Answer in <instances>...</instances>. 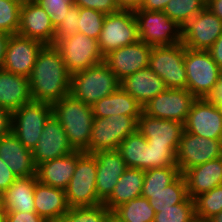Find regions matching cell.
<instances>
[{
	"instance_id": "1",
	"label": "cell",
	"mask_w": 222,
	"mask_h": 222,
	"mask_svg": "<svg viewBox=\"0 0 222 222\" xmlns=\"http://www.w3.org/2000/svg\"><path fill=\"white\" fill-rule=\"evenodd\" d=\"M28 80L33 101L52 105L70 94L71 75L55 46L42 47Z\"/></svg>"
},
{
	"instance_id": "2",
	"label": "cell",
	"mask_w": 222,
	"mask_h": 222,
	"mask_svg": "<svg viewBox=\"0 0 222 222\" xmlns=\"http://www.w3.org/2000/svg\"><path fill=\"white\" fill-rule=\"evenodd\" d=\"M52 114L63 126L72 148L84 152L89 146L94 119L91 105L68 94L52 104Z\"/></svg>"
},
{
	"instance_id": "3",
	"label": "cell",
	"mask_w": 222,
	"mask_h": 222,
	"mask_svg": "<svg viewBox=\"0 0 222 222\" xmlns=\"http://www.w3.org/2000/svg\"><path fill=\"white\" fill-rule=\"evenodd\" d=\"M119 88L120 80L104 62L71 75L70 94L91 106Z\"/></svg>"
},
{
	"instance_id": "4",
	"label": "cell",
	"mask_w": 222,
	"mask_h": 222,
	"mask_svg": "<svg viewBox=\"0 0 222 222\" xmlns=\"http://www.w3.org/2000/svg\"><path fill=\"white\" fill-rule=\"evenodd\" d=\"M184 65L187 75L186 89L196 99L208 98L222 76V70L209 51L185 47Z\"/></svg>"
},
{
	"instance_id": "5",
	"label": "cell",
	"mask_w": 222,
	"mask_h": 222,
	"mask_svg": "<svg viewBox=\"0 0 222 222\" xmlns=\"http://www.w3.org/2000/svg\"><path fill=\"white\" fill-rule=\"evenodd\" d=\"M139 117L112 115L106 118H94L91 138L85 153L114 151L120 143L137 130Z\"/></svg>"
},
{
	"instance_id": "6",
	"label": "cell",
	"mask_w": 222,
	"mask_h": 222,
	"mask_svg": "<svg viewBox=\"0 0 222 222\" xmlns=\"http://www.w3.org/2000/svg\"><path fill=\"white\" fill-rule=\"evenodd\" d=\"M139 40L156 46L182 42V28L163 11L137 10L134 12Z\"/></svg>"
},
{
	"instance_id": "7",
	"label": "cell",
	"mask_w": 222,
	"mask_h": 222,
	"mask_svg": "<svg viewBox=\"0 0 222 222\" xmlns=\"http://www.w3.org/2000/svg\"><path fill=\"white\" fill-rule=\"evenodd\" d=\"M96 175L97 164L95 155L84 152L77 159L74 174L65 190L70 208L103 203L97 196Z\"/></svg>"
},
{
	"instance_id": "8",
	"label": "cell",
	"mask_w": 222,
	"mask_h": 222,
	"mask_svg": "<svg viewBox=\"0 0 222 222\" xmlns=\"http://www.w3.org/2000/svg\"><path fill=\"white\" fill-rule=\"evenodd\" d=\"M51 115V104L32 100L12 112L11 131L27 149L33 151Z\"/></svg>"
},
{
	"instance_id": "9",
	"label": "cell",
	"mask_w": 222,
	"mask_h": 222,
	"mask_svg": "<svg viewBox=\"0 0 222 222\" xmlns=\"http://www.w3.org/2000/svg\"><path fill=\"white\" fill-rule=\"evenodd\" d=\"M184 56L185 46L182 42L152 47L149 67L165 82L167 88L186 89Z\"/></svg>"
},
{
	"instance_id": "10",
	"label": "cell",
	"mask_w": 222,
	"mask_h": 222,
	"mask_svg": "<svg viewBox=\"0 0 222 222\" xmlns=\"http://www.w3.org/2000/svg\"><path fill=\"white\" fill-rule=\"evenodd\" d=\"M70 75L104 62L98 40L77 32L55 45Z\"/></svg>"
},
{
	"instance_id": "11",
	"label": "cell",
	"mask_w": 222,
	"mask_h": 222,
	"mask_svg": "<svg viewBox=\"0 0 222 222\" xmlns=\"http://www.w3.org/2000/svg\"><path fill=\"white\" fill-rule=\"evenodd\" d=\"M137 41L139 35L134 12L119 10L105 15L98 38V46L103 57L115 49Z\"/></svg>"
},
{
	"instance_id": "12",
	"label": "cell",
	"mask_w": 222,
	"mask_h": 222,
	"mask_svg": "<svg viewBox=\"0 0 222 222\" xmlns=\"http://www.w3.org/2000/svg\"><path fill=\"white\" fill-rule=\"evenodd\" d=\"M222 157V140L203 138L183 131L176 152V165L183 174L195 167Z\"/></svg>"
},
{
	"instance_id": "13",
	"label": "cell",
	"mask_w": 222,
	"mask_h": 222,
	"mask_svg": "<svg viewBox=\"0 0 222 222\" xmlns=\"http://www.w3.org/2000/svg\"><path fill=\"white\" fill-rule=\"evenodd\" d=\"M195 100L187 89L167 88L150 100L143 107V112L154 118L185 124Z\"/></svg>"
},
{
	"instance_id": "14",
	"label": "cell",
	"mask_w": 222,
	"mask_h": 222,
	"mask_svg": "<svg viewBox=\"0 0 222 222\" xmlns=\"http://www.w3.org/2000/svg\"><path fill=\"white\" fill-rule=\"evenodd\" d=\"M181 28L185 47L208 51L222 34V20L205 7Z\"/></svg>"
},
{
	"instance_id": "15",
	"label": "cell",
	"mask_w": 222,
	"mask_h": 222,
	"mask_svg": "<svg viewBox=\"0 0 222 222\" xmlns=\"http://www.w3.org/2000/svg\"><path fill=\"white\" fill-rule=\"evenodd\" d=\"M184 130L203 138L222 140V108L207 98L196 99L184 124Z\"/></svg>"
},
{
	"instance_id": "16",
	"label": "cell",
	"mask_w": 222,
	"mask_h": 222,
	"mask_svg": "<svg viewBox=\"0 0 222 222\" xmlns=\"http://www.w3.org/2000/svg\"><path fill=\"white\" fill-rule=\"evenodd\" d=\"M152 46L141 40L120 47L104 56V63L121 81L133 73L149 67Z\"/></svg>"
},
{
	"instance_id": "17",
	"label": "cell",
	"mask_w": 222,
	"mask_h": 222,
	"mask_svg": "<svg viewBox=\"0 0 222 222\" xmlns=\"http://www.w3.org/2000/svg\"><path fill=\"white\" fill-rule=\"evenodd\" d=\"M43 46L44 44L38 40L19 34L10 35L2 69L29 77Z\"/></svg>"
},
{
	"instance_id": "18",
	"label": "cell",
	"mask_w": 222,
	"mask_h": 222,
	"mask_svg": "<svg viewBox=\"0 0 222 222\" xmlns=\"http://www.w3.org/2000/svg\"><path fill=\"white\" fill-rule=\"evenodd\" d=\"M73 151L75 150L70 145L63 126L52 114L44 125L37 146L32 151L35 166Z\"/></svg>"
},
{
	"instance_id": "19",
	"label": "cell",
	"mask_w": 222,
	"mask_h": 222,
	"mask_svg": "<svg viewBox=\"0 0 222 222\" xmlns=\"http://www.w3.org/2000/svg\"><path fill=\"white\" fill-rule=\"evenodd\" d=\"M17 34L38 40L44 45H51L55 36V27L48 13L36 1L27 0L21 5Z\"/></svg>"
},
{
	"instance_id": "20",
	"label": "cell",
	"mask_w": 222,
	"mask_h": 222,
	"mask_svg": "<svg viewBox=\"0 0 222 222\" xmlns=\"http://www.w3.org/2000/svg\"><path fill=\"white\" fill-rule=\"evenodd\" d=\"M94 155L97 164V196L104 202L113 192L115 185L127 167L117 150L100 151Z\"/></svg>"
},
{
	"instance_id": "21",
	"label": "cell",
	"mask_w": 222,
	"mask_h": 222,
	"mask_svg": "<svg viewBox=\"0 0 222 222\" xmlns=\"http://www.w3.org/2000/svg\"><path fill=\"white\" fill-rule=\"evenodd\" d=\"M137 130L145 137L147 144L179 146L184 124L151 117L144 112L138 118Z\"/></svg>"
},
{
	"instance_id": "22",
	"label": "cell",
	"mask_w": 222,
	"mask_h": 222,
	"mask_svg": "<svg viewBox=\"0 0 222 222\" xmlns=\"http://www.w3.org/2000/svg\"><path fill=\"white\" fill-rule=\"evenodd\" d=\"M83 151L75 150L68 155L41 163L36 167V176L42 184L66 190L72 178L77 159Z\"/></svg>"
},
{
	"instance_id": "23",
	"label": "cell",
	"mask_w": 222,
	"mask_h": 222,
	"mask_svg": "<svg viewBox=\"0 0 222 222\" xmlns=\"http://www.w3.org/2000/svg\"><path fill=\"white\" fill-rule=\"evenodd\" d=\"M0 158L18 178L36 175L32 151L12 131L0 138Z\"/></svg>"
},
{
	"instance_id": "24",
	"label": "cell",
	"mask_w": 222,
	"mask_h": 222,
	"mask_svg": "<svg viewBox=\"0 0 222 222\" xmlns=\"http://www.w3.org/2000/svg\"><path fill=\"white\" fill-rule=\"evenodd\" d=\"M120 87L142 107L167 89L165 82L150 67L125 77L120 81Z\"/></svg>"
},
{
	"instance_id": "25",
	"label": "cell",
	"mask_w": 222,
	"mask_h": 222,
	"mask_svg": "<svg viewBox=\"0 0 222 222\" xmlns=\"http://www.w3.org/2000/svg\"><path fill=\"white\" fill-rule=\"evenodd\" d=\"M183 175L188 197L194 200L197 196L222 185V157L191 167Z\"/></svg>"
},
{
	"instance_id": "26",
	"label": "cell",
	"mask_w": 222,
	"mask_h": 222,
	"mask_svg": "<svg viewBox=\"0 0 222 222\" xmlns=\"http://www.w3.org/2000/svg\"><path fill=\"white\" fill-rule=\"evenodd\" d=\"M36 175L20 177L0 195L1 212H35L34 190Z\"/></svg>"
},
{
	"instance_id": "27",
	"label": "cell",
	"mask_w": 222,
	"mask_h": 222,
	"mask_svg": "<svg viewBox=\"0 0 222 222\" xmlns=\"http://www.w3.org/2000/svg\"><path fill=\"white\" fill-rule=\"evenodd\" d=\"M35 212L47 222H59L69 210L65 190L36 182Z\"/></svg>"
},
{
	"instance_id": "28",
	"label": "cell",
	"mask_w": 222,
	"mask_h": 222,
	"mask_svg": "<svg viewBox=\"0 0 222 222\" xmlns=\"http://www.w3.org/2000/svg\"><path fill=\"white\" fill-rule=\"evenodd\" d=\"M31 101L28 77L0 69V107L12 113Z\"/></svg>"
},
{
	"instance_id": "29",
	"label": "cell",
	"mask_w": 222,
	"mask_h": 222,
	"mask_svg": "<svg viewBox=\"0 0 222 222\" xmlns=\"http://www.w3.org/2000/svg\"><path fill=\"white\" fill-rule=\"evenodd\" d=\"M91 107L94 118H106L112 115L140 117L143 112V107L121 87Z\"/></svg>"
},
{
	"instance_id": "30",
	"label": "cell",
	"mask_w": 222,
	"mask_h": 222,
	"mask_svg": "<svg viewBox=\"0 0 222 222\" xmlns=\"http://www.w3.org/2000/svg\"><path fill=\"white\" fill-rule=\"evenodd\" d=\"M144 184V171L137 168L127 167L118 180L111 195L103 204L113 211L123 203L142 196Z\"/></svg>"
},
{
	"instance_id": "31",
	"label": "cell",
	"mask_w": 222,
	"mask_h": 222,
	"mask_svg": "<svg viewBox=\"0 0 222 222\" xmlns=\"http://www.w3.org/2000/svg\"><path fill=\"white\" fill-rule=\"evenodd\" d=\"M148 144L145 137L136 130L129 134L118 146L117 151L126 167L148 170Z\"/></svg>"
},
{
	"instance_id": "32",
	"label": "cell",
	"mask_w": 222,
	"mask_h": 222,
	"mask_svg": "<svg viewBox=\"0 0 222 222\" xmlns=\"http://www.w3.org/2000/svg\"><path fill=\"white\" fill-rule=\"evenodd\" d=\"M155 211L144 197L132 199L112 211L120 222H154Z\"/></svg>"
},
{
	"instance_id": "33",
	"label": "cell",
	"mask_w": 222,
	"mask_h": 222,
	"mask_svg": "<svg viewBox=\"0 0 222 222\" xmlns=\"http://www.w3.org/2000/svg\"><path fill=\"white\" fill-rule=\"evenodd\" d=\"M181 175L178 166L152 168L144 171L142 197L149 198L150 194H159Z\"/></svg>"
},
{
	"instance_id": "34",
	"label": "cell",
	"mask_w": 222,
	"mask_h": 222,
	"mask_svg": "<svg viewBox=\"0 0 222 222\" xmlns=\"http://www.w3.org/2000/svg\"><path fill=\"white\" fill-rule=\"evenodd\" d=\"M187 198V184L184 175L181 174L159 194H150L148 200L155 213H157V209H166L171 205L183 203Z\"/></svg>"
},
{
	"instance_id": "35",
	"label": "cell",
	"mask_w": 222,
	"mask_h": 222,
	"mask_svg": "<svg viewBox=\"0 0 222 222\" xmlns=\"http://www.w3.org/2000/svg\"><path fill=\"white\" fill-rule=\"evenodd\" d=\"M205 7V0H170L163 12L182 27Z\"/></svg>"
},
{
	"instance_id": "36",
	"label": "cell",
	"mask_w": 222,
	"mask_h": 222,
	"mask_svg": "<svg viewBox=\"0 0 222 222\" xmlns=\"http://www.w3.org/2000/svg\"><path fill=\"white\" fill-rule=\"evenodd\" d=\"M112 211L103 203L93 206L71 207L59 222H107Z\"/></svg>"
},
{
	"instance_id": "37",
	"label": "cell",
	"mask_w": 222,
	"mask_h": 222,
	"mask_svg": "<svg viewBox=\"0 0 222 222\" xmlns=\"http://www.w3.org/2000/svg\"><path fill=\"white\" fill-rule=\"evenodd\" d=\"M195 202V216L210 219L222 211V185L197 196Z\"/></svg>"
},
{
	"instance_id": "38",
	"label": "cell",
	"mask_w": 222,
	"mask_h": 222,
	"mask_svg": "<svg viewBox=\"0 0 222 222\" xmlns=\"http://www.w3.org/2000/svg\"><path fill=\"white\" fill-rule=\"evenodd\" d=\"M195 217V202L188 197L183 203L157 209L154 222H191Z\"/></svg>"
},
{
	"instance_id": "39",
	"label": "cell",
	"mask_w": 222,
	"mask_h": 222,
	"mask_svg": "<svg viewBox=\"0 0 222 222\" xmlns=\"http://www.w3.org/2000/svg\"><path fill=\"white\" fill-rule=\"evenodd\" d=\"M22 3L20 0H0V32L17 34Z\"/></svg>"
},
{
	"instance_id": "40",
	"label": "cell",
	"mask_w": 222,
	"mask_h": 222,
	"mask_svg": "<svg viewBox=\"0 0 222 222\" xmlns=\"http://www.w3.org/2000/svg\"><path fill=\"white\" fill-rule=\"evenodd\" d=\"M105 14L94 9L79 7L78 32L98 40Z\"/></svg>"
},
{
	"instance_id": "41",
	"label": "cell",
	"mask_w": 222,
	"mask_h": 222,
	"mask_svg": "<svg viewBox=\"0 0 222 222\" xmlns=\"http://www.w3.org/2000/svg\"><path fill=\"white\" fill-rule=\"evenodd\" d=\"M148 170L176 165L178 146L148 144Z\"/></svg>"
},
{
	"instance_id": "42",
	"label": "cell",
	"mask_w": 222,
	"mask_h": 222,
	"mask_svg": "<svg viewBox=\"0 0 222 222\" xmlns=\"http://www.w3.org/2000/svg\"><path fill=\"white\" fill-rule=\"evenodd\" d=\"M79 7L73 5L67 12L61 23L55 28V36L52 46H55L61 40L68 38L78 32Z\"/></svg>"
},
{
	"instance_id": "43",
	"label": "cell",
	"mask_w": 222,
	"mask_h": 222,
	"mask_svg": "<svg viewBox=\"0 0 222 222\" xmlns=\"http://www.w3.org/2000/svg\"><path fill=\"white\" fill-rule=\"evenodd\" d=\"M49 15L53 26L56 28L66 16L68 10L74 5V0H34Z\"/></svg>"
},
{
	"instance_id": "44",
	"label": "cell",
	"mask_w": 222,
	"mask_h": 222,
	"mask_svg": "<svg viewBox=\"0 0 222 222\" xmlns=\"http://www.w3.org/2000/svg\"><path fill=\"white\" fill-rule=\"evenodd\" d=\"M74 5L94 9L105 15L119 11L116 0H74Z\"/></svg>"
},
{
	"instance_id": "45",
	"label": "cell",
	"mask_w": 222,
	"mask_h": 222,
	"mask_svg": "<svg viewBox=\"0 0 222 222\" xmlns=\"http://www.w3.org/2000/svg\"><path fill=\"white\" fill-rule=\"evenodd\" d=\"M3 222H47L36 212H2Z\"/></svg>"
},
{
	"instance_id": "46",
	"label": "cell",
	"mask_w": 222,
	"mask_h": 222,
	"mask_svg": "<svg viewBox=\"0 0 222 222\" xmlns=\"http://www.w3.org/2000/svg\"><path fill=\"white\" fill-rule=\"evenodd\" d=\"M17 178L7 164L0 158V195L6 191Z\"/></svg>"
},
{
	"instance_id": "47",
	"label": "cell",
	"mask_w": 222,
	"mask_h": 222,
	"mask_svg": "<svg viewBox=\"0 0 222 222\" xmlns=\"http://www.w3.org/2000/svg\"><path fill=\"white\" fill-rule=\"evenodd\" d=\"M12 128V113L0 107V138L7 135Z\"/></svg>"
},
{
	"instance_id": "48",
	"label": "cell",
	"mask_w": 222,
	"mask_h": 222,
	"mask_svg": "<svg viewBox=\"0 0 222 222\" xmlns=\"http://www.w3.org/2000/svg\"><path fill=\"white\" fill-rule=\"evenodd\" d=\"M145 0H116L119 10L135 12L140 10Z\"/></svg>"
},
{
	"instance_id": "49",
	"label": "cell",
	"mask_w": 222,
	"mask_h": 222,
	"mask_svg": "<svg viewBox=\"0 0 222 222\" xmlns=\"http://www.w3.org/2000/svg\"><path fill=\"white\" fill-rule=\"evenodd\" d=\"M208 51L211 54L212 59L222 70V34L218 37V39L214 42Z\"/></svg>"
},
{
	"instance_id": "50",
	"label": "cell",
	"mask_w": 222,
	"mask_h": 222,
	"mask_svg": "<svg viewBox=\"0 0 222 222\" xmlns=\"http://www.w3.org/2000/svg\"><path fill=\"white\" fill-rule=\"evenodd\" d=\"M170 0H145L140 10L146 11H164Z\"/></svg>"
},
{
	"instance_id": "51",
	"label": "cell",
	"mask_w": 222,
	"mask_h": 222,
	"mask_svg": "<svg viewBox=\"0 0 222 222\" xmlns=\"http://www.w3.org/2000/svg\"><path fill=\"white\" fill-rule=\"evenodd\" d=\"M207 99L222 108V76L217 81L215 88Z\"/></svg>"
},
{
	"instance_id": "52",
	"label": "cell",
	"mask_w": 222,
	"mask_h": 222,
	"mask_svg": "<svg viewBox=\"0 0 222 222\" xmlns=\"http://www.w3.org/2000/svg\"><path fill=\"white\" fill-rule=\"evenodd\" d=\"M9 38H10L9 34L0 32V69H2L3 67L7 43L9 41Z\"/></svg>"
},
{
	"instance_id": "53",
	"label": "cell",
	"mask_w": 222,
	"mask_h": 222,
	"mask_svg": "<svg viewBox=\"0 0 222 222\" xmlns=\"http://www.w3.org/2000/svg\"><path fill=\"white\" fill-rule=\"evenodd\" d=\"M206 7L222 20V0H207Z\"/></svg>"
},
{
	"instance_id": "54",
	"label": "cell",
	"mask_w": 222,
	"mask_h": 222,
	"mask_svg": "<svg viewBox=\"0 0 222 222\" xmlns=\"http://www.w3.org/2000/svg\"><path fill=\"white\" fill-rule=\"evenodd\" d=\"M212 222H222V211L210 218Z\"/></svg>"
},
{
	"instance_id": "55",
	"label": "cell",
	"mask_w": 222,
	"mask_h": 222,
	"mask_svg": "<svg viewBox=\"0 0 222 222\" xmlns=\"http://www.w3.org/2000/svg\"><path fill=\"white\" fill-rule=\"evenodd\" d=\"M191 222H212L210 219H205V218H200V217H197L195 216Z\"/></svg>"
},
{
	"instance_id": "56",
	"label": "cell",
	"mask_w": 222,
	"mask_h": 222,
	"mask_svg": "<svg viewBox=\"0 0 222 222\" xmlns=\"http://www.w3.org/2000/svg\"><path fill=\"white\" fill-rule=\"evenodd\" d=\"M107 222H120V221L116 217L111 215Z\"/></svg>"
},
{
	"instance_id": "57",
	"label": "cell",
	"mask_w": 222,
	"mask_h": 222,
	"mask_svg": "<svg viewBox=\"0 0 222 222\" xmlns=\"http://www.w3.org/2000/svg\"><path fill=\"white\" fill-rule=\"evenodd\" d=\"M0 222H3L2 212L0 211Z\"/></svg>"
}]
</instances>
